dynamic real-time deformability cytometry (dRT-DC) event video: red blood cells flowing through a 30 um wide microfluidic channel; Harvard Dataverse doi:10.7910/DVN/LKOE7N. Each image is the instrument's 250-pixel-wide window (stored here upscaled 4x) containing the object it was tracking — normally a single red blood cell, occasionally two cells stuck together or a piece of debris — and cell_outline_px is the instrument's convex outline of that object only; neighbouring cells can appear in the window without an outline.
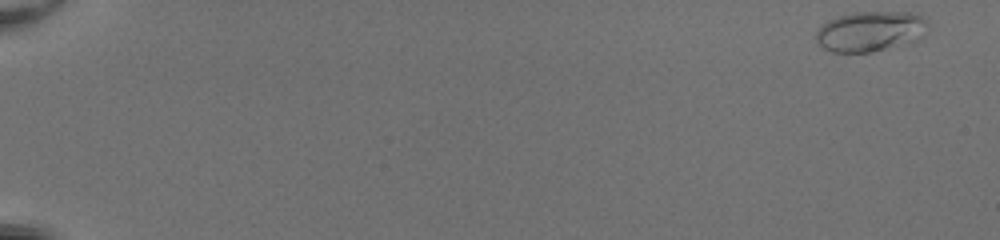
{"species": "common noctule bat (a hibernating species)", "species_latin": "Nyctalus noctula", "temperature_condition": "room temperature", "stored_images_in_passage": 51, "camera_frame_rate_fps": 3000, "um_per_image_px": 0.085, "animal": {"sex": "female", "body_mass_g": 20.0, "forearm_length_mm": 54.0}, "frame": {"image": 1, "passage_image": 1, "time_ms": 0.0, "image_size_px": [1000, 240], "cell_outline_px": [[928, 24], [916, 40], [908, 44], [872, 52], [832, 52], [824, 48], [816, 40], [816, 32], [828, 20], [852, 12], [908, 12], [920, 16], [928, 20]], "centroid_in_image_um": [73.97, 2.67], "position_along_channel_um": 11.0, "area_um2": 26.01}}
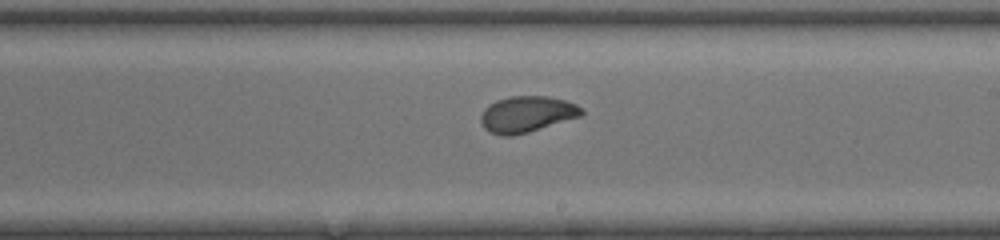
{"frame": {"image": 2, "passage_image": 32, "time_ms": 10.333, "image_size_px": [1000, 240], "cell_outline_px": [[584, 112], [580, 116], [528, 132], [512, 136], [500, 136], [488, 132], [484, 128], [480, 120], [480, 116], [484, 108], [488, 104], [496, 100], [512, 96], [548, 96], [564, 100], [576, 104]], "centroid_in_image_um": [44.72, 9.71], "position_along_channel_um": 244.3, "area_um2": 21.21}}
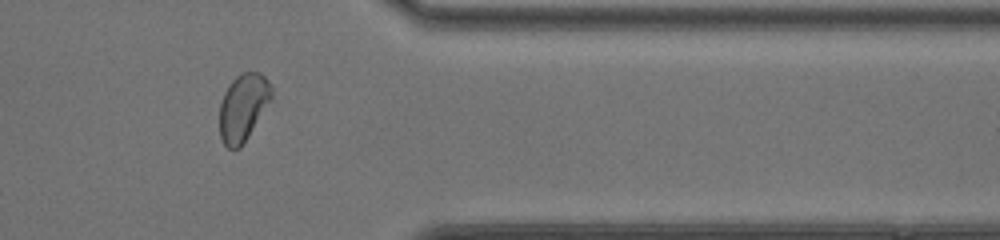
{"frame": {"image": 3, "passage_image": 43, "time_ms": 14.0, "image_size_px": [1000, 240], "cell_outline_px": [[272, 100], [240, 148], [228, 148], [224, 144], [220, 136], [220, 104], [224, 92], [228, 84], [240, 72], [260, 72], [268, 80], [272, 88]], "centroid_in_image_um": [20.68, 9.09], "position_along_channel_um": 390.7, "area_um2": 20.4}, "authors_computed_cell_mechanics": {"area_um2": 21.7906, "velocity_mm_per_s": 4.1992, "shape_relaxation_time_tau1_ms": 4.7995, "shape_relaxation_time_tau2_ms": 0.7026, "deformation_change_tau1": 0.154, "deformation_change_tau2": 0.0464}}